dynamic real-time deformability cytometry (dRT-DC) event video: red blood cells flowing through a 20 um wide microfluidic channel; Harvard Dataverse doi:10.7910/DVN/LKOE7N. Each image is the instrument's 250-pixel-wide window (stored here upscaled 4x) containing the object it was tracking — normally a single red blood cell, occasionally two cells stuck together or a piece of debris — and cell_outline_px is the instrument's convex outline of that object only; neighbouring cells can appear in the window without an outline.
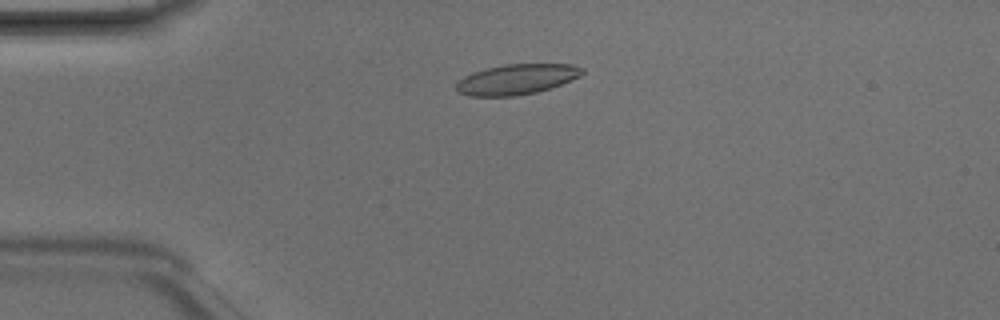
{"species": "Egyptian fruit bat (a non-hibernating species)", "species_latin": "Rousettus aegyptiacus", "temperature_condition": "room temperature", "stored_images_in_passage": 3, "camera_frame_rate_fps": 3000, "um_per_image_px": 0.085, "animal": {"sex": "male"}, "frame": {"image": 1, "passage_image": 2, "time_ms": 0.333, "image_size_px": [1000, 320], "cell_outline_px": [[584, 72], [580, 76], [560, 84], [536, 92], [512, 96], [468, 96], [456, 92], [456, 84], [464, 76], [472, 72], [504, 64], [572, 64], [584, 68]], "centroid_in_image_um": [43.89, 6.74], "position_along_channel_um": 41.1, "area_um2": 22.14}}